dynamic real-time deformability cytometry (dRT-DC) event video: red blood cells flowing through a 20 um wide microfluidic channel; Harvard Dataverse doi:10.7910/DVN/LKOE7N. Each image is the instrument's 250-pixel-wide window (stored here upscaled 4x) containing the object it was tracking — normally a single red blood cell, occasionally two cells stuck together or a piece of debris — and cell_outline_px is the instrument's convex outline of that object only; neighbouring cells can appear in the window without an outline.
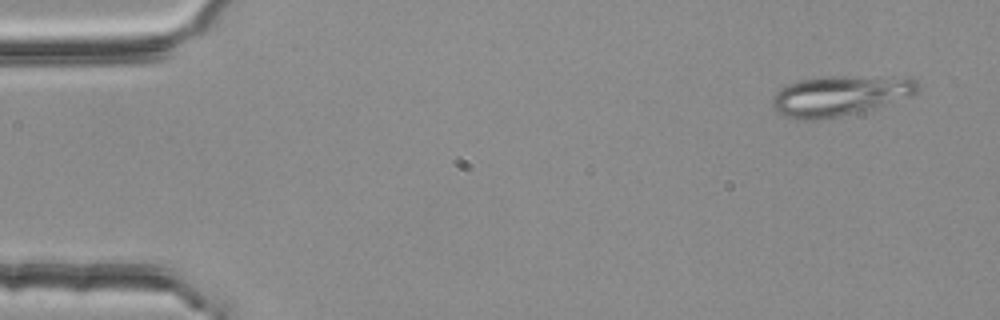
{"species": "common noctule bat (a hibernating species)", "species_latin": "Nyctalus noctula", "temperature_condition": "room temperature", "stored_images_in_passage": 4, "camera_frame_rate_fps": 3000, "um_per_image_px": 0.085, "animal": {"sex": "female", "body_mass_g": 25.1}, "frame": {"image": 1, "passage_image": 1, "time_ms": 0.0, "image_size_px": [1000, 320], "cell_outline_px": [[920, 88], [916, 92], [868, 112], [812, 120], [796, 120], [784, 116], [776, 112], [772, 104], [772, 96], [780, 88], [796, 80], [824, 76], [912, 76], [920, 84]], "centroid_in_image_um": [71.41, 8.12], "position_along_channel_um": 13.6, "area_um2": 34.97}}